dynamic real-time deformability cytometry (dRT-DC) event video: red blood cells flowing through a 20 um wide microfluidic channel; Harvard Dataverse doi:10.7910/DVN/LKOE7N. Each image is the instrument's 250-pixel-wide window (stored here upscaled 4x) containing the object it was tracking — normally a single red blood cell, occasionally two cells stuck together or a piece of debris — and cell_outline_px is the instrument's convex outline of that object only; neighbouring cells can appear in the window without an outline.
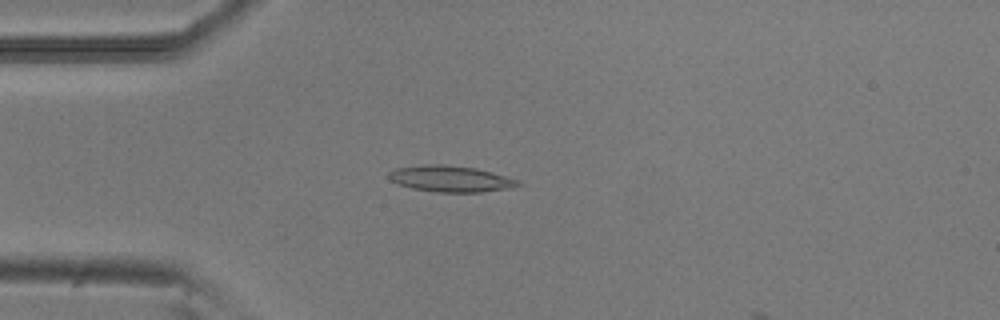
{"species": "common noctule bat (a hibernating species)", "species_latin": "Nyctalus noctula", "temperature_condition": "room temperature", "stored_images_in_passage": 4, "camera_frame_rate_fps": 3000, "um_per_image_px": 0.085, "animal": {"sex": "male", "body_mass_g": 20.5, "forearm_length_mm": 52.5}, "frame": {"image": 1, "passage_image": 3, "time_ms": 0.667, "image_size_px": [1000, 320], "cell_outline_px": [[524, 184], [512, 188], [480, 192], [436, 192], [412, 188], [396, 184], [388, 176], [388, 172], [396, 168], [420, 164], [444, 164], [476, 168], [492, 172], [520, 180]], "centroid_in_image_um": [38.32, 15.19], "position_along_channel_um": 46.7, "area_um2": 20.0}}